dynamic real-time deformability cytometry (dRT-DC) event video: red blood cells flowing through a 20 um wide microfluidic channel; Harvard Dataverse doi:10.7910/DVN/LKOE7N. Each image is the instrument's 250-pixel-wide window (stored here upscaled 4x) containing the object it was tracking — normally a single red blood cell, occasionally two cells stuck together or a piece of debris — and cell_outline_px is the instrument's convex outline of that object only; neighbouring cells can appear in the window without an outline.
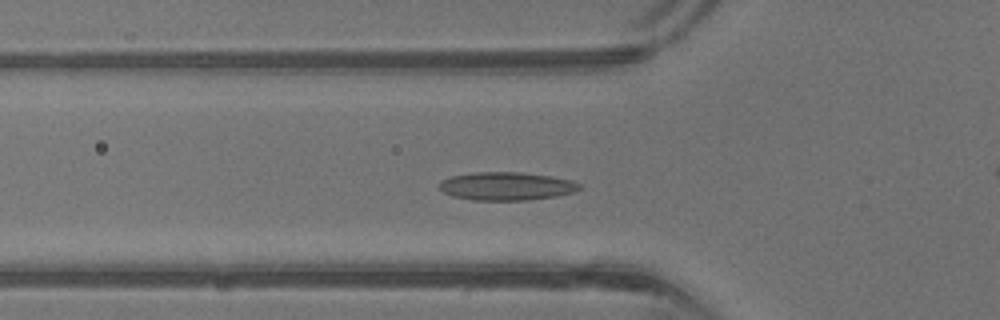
{"species": "common noctule bat (a hibernating species)", "species_latin": "Nyctalus noctula", "temperature_condition": "warm", "stored_images_in_passage": 43, "camera_frame_rate_fps": 3000, "um_per_image_px": 0.085, "animal": {"sex": "male", "body_mass_g": 13.3}, "frame": {"image": 1, "passage_image": 15, "time_ms": 4.667, "image_size_px": [1000, 320], "cell_outline_px": [[580, 188], [572, 192], [556, 196], [528, 200], [472, 200], [452, 196], [444, 192], [440, 188], [440, 180], [452, 176], [472, 172], [516, 172], [548, 176], [572, 180], [580, 184]], "centroid_in_image_um": [43.01, 15.82], "position_along_channel_um": 82.8, "area_um2": 22.83}}
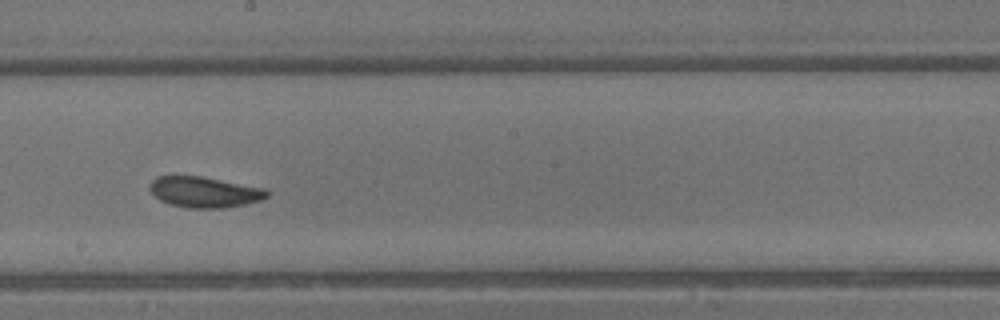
{"frame": {"image": 2, "passage_image": 24, "time_ms": 7.667, "image_size_px": [1000, 320], "cell_outline_px": [[268, 196], [260, 200], [244, 204], [224, 208], [188, 208], [168, 204], [160, 200], [148, 188], [152, 180], [156, 176], [200, 176], [264, 188], [268, 192]], "centroid_in_image_um": [17.34, 16.33], "position_along_channel_um": 230.9, "area_um2": 20.87}}
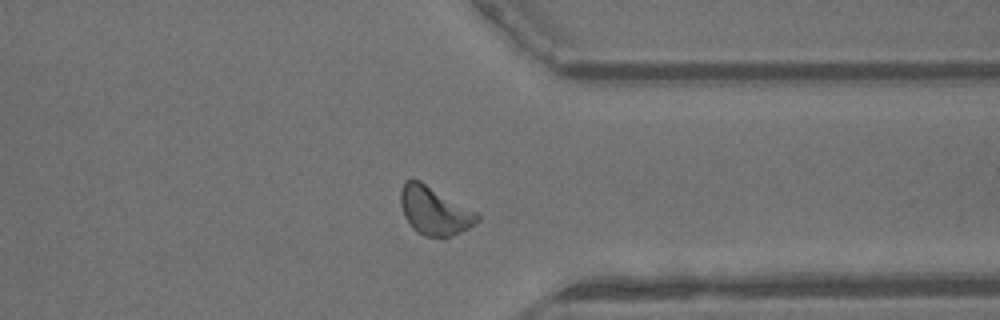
{"frame": {"image": 3, "passage_image": 33, "time_ms": 10.667, "image_size_px": [1000, 320], "cell_outline_px": [[480, 220], [476, 224], [444, 240], [424, 236], [416, 232], [412, 228], [404, 216], [400, 204], [400, 192], [404, 180], [412, 176], [420, 180], [476, 212], [480, 216]], "centroid_in_image_um": [36.89, 17.93], "position_along_channel_um": 374.5, "area_um2": 22.08}, "authors_computed_cell_mechanics": {"area_um2": 21.4438, "velocity_mm_per_s": 4.9221, "shape_relaxation_time_tau1_ms": 2.3688, "shape_relaxation_time_tau2_ms": 1.5144, "deformation_change_tau1": 0.0859, "deformation_change_tau2": 0.0632}}